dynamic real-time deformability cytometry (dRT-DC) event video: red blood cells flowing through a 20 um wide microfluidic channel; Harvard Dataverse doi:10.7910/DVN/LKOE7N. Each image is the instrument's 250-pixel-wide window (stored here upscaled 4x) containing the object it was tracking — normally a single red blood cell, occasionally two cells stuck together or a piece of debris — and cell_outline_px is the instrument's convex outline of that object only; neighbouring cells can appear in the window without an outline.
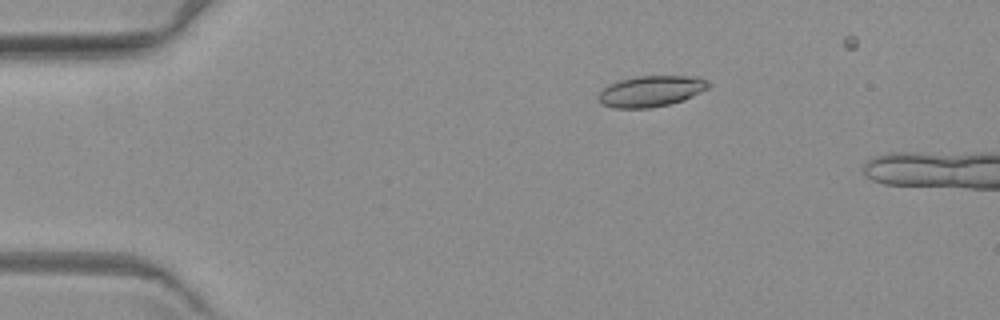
{"species": "common noctule bat (a hibernating species)", "species_latin": "Nyctalus noctula", "temperature_condition": "warm", "stored_images_in_passage": 6, "camera_frame_rate_fps": 3000, "um_per_image_px": 0.085, "animal": {"sex": "female", "body_mass_g": 19.3, "forearm_length_mm": 54.1}, "frame": {"image": 1, "passage_image": 3, "time_ms": 3.333, "image_size_px": [1000, 320], "cell_outline_px": [[708, 88], [684, 100], [668, 104], [648, 108], [612, 108], [600, 104], [596, 96], [608, 84], [620, 80], [636, 76], [696, 76], [704, 80], [708, 84]], "centroid_in_image_um": [55.26, 7.76], "position_along_channel_um": 29.7, "area_um2": 19.83}}